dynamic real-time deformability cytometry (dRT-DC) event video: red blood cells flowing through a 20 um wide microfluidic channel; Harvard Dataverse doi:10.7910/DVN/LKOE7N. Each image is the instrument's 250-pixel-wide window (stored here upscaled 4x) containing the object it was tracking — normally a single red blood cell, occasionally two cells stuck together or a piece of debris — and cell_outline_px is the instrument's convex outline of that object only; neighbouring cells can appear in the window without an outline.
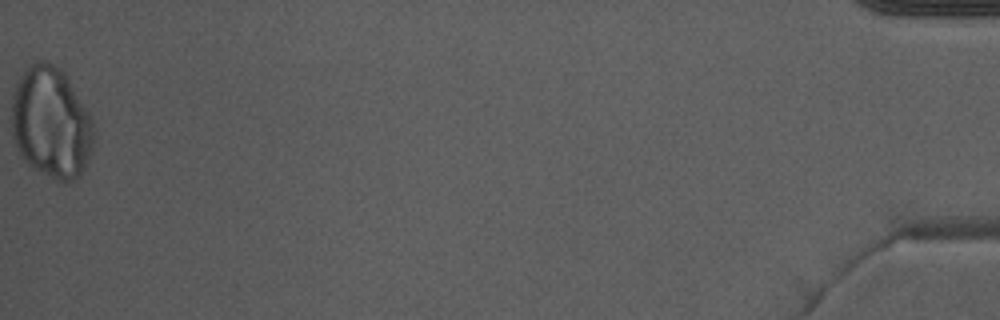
{"species": "Egyptian fruit bat (a non-hibernating species)", "species_latin": "Rousettus aegyptiacus", "temperature_condition": "warm", "stored_images_in_passage": 40, "camera_frame_rate_fps": 3000, "um_per_image_px": 0.085, "animal": {"sex": "male"}, "frame": {"image": 1, "passage_image": 40, "time_ms": 13.0, "image_size_px": [1000, 320], "cell_outline_px": [[92, 144], [88, 160], [80, 176], [64, 184], [32, 168], [24, 160], [12, 136], [12, 100], [20, 76], [24, 68], [36, 60], [44, 60], [60, 68], [64, 72], [88, 112], [92, 120]], "centroid_in_image_um": [4.33, 10.43], "position_along_channel_um": 430.9, "area_um2": 53.0}}